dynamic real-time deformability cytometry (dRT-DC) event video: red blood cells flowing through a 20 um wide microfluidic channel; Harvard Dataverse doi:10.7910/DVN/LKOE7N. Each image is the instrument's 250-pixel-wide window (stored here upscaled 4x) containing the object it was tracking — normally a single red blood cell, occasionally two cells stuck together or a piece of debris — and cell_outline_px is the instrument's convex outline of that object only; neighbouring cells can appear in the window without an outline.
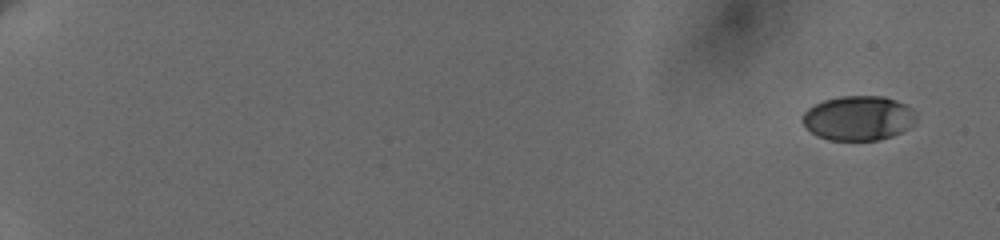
{"species": "human", "species_latin": "Homo sapiens", "temperature_condition": "cold", "stored_images_in_passage": 60, "camera_frame_rate_fps": 3000, "um_per_image_px": 0.085, "donor": {"sex": "female"}, "frame": {"image": 1, "passage_image": 1, "time_ms": 0.0, "image_size_px": [1000, 240], "cell_outline_px": [[916, 120], [908, 128], [892, 136], [880, 140], [828, 140], [816, 136], [800, 120], [804, 112], [808, 108], [824, 100], [840, 96], [884, 96], [896, 100], [912, 108], [916, 116]], "centroid_in_image_um": [72.95, 10.04], "position_along_channel_um": 12.0, "area_um2": 29.59}}
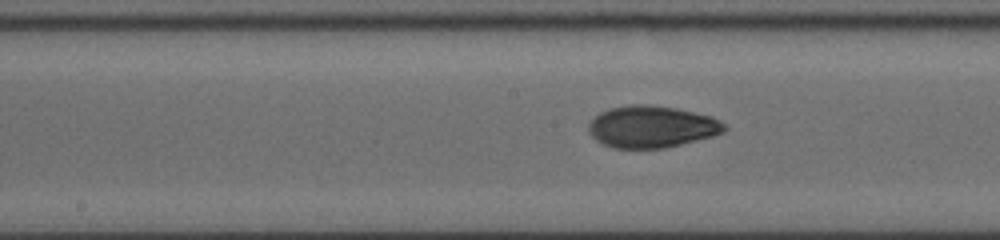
{"frame": {"image": 2, "passage_image": 34, "time_ms": 10.667, "image_size_px": [1000, 240], "cell_outline_px": [[728, 128], [724, 132], [712, 136], [664, 148], [612, 148], [596, 140], [588, 132], [588, 124], [600, 112], [608, 108], [628, 104], [648, 104], [676, 108], [712, 116], [724, 124]], "centroid_in_image_um": [55.37, 10.76], "position_along_channel_um": 192.8, "area_um2": 33.18}}
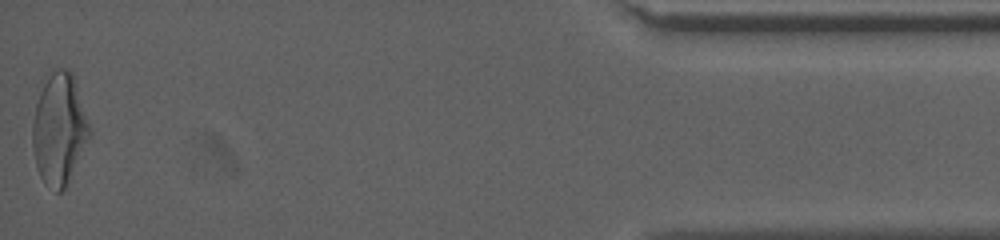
{"frame": {"image": 3, "passage_image": 60, "time_ms": 19.0, "image_size_px": [1000, 240], "cell_outline_px": [[92, 132], [64, 188], [60, 192], [56, 192], [44, 184], [40, 176], [36, 164], [32, 144], [32, 124], [36, 104], [40, 92], [44, 84], [52, 72], [60, 68], [68, 68], [72, 72]], "centroid_in_image_um": [5.02, 10.98], "position_along_channel_um": 430.2, "area_um2": 36.36}, "authors_computed_cell_mechanics": {"area_um2": 31.9056, "velocity_mm_per_s": 3.6557, "shape_relaxation_time_tau1_ms": 3.9234, "shape_relaxation_time_tau2_ms": 1.9291, "deformation_change_tau1": 0.1504, "deformation_change_tau2": 0.0615}}